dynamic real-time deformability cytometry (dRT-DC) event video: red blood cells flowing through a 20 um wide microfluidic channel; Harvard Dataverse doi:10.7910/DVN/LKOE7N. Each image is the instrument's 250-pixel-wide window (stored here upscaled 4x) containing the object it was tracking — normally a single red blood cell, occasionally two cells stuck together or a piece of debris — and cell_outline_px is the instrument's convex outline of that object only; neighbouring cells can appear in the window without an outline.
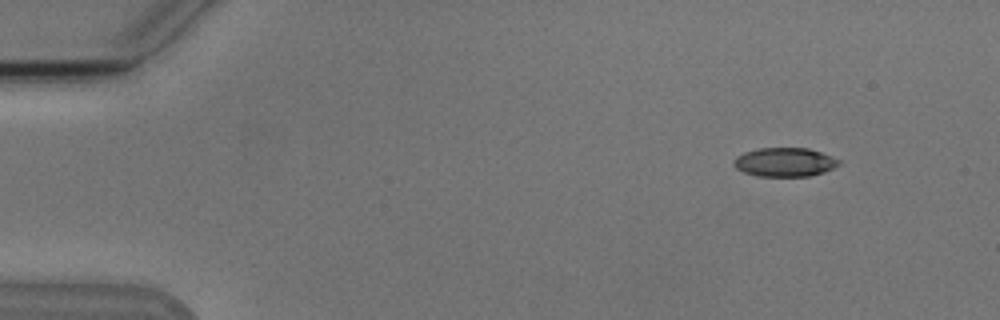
{"species": "Egyptian fruit bat (a non-hibernating species)", "species_latin": "Rousettus aegyptiacus", "temperature_condition": "cold", "stored_images_in_passage": 3, "camera_frame_rate_fps": 3000, "um_per_image_px": 0.085, "animal": {"sex": "male"}, "frame": {"image": 1, "passage_image": 1, "time_ms": 0.0, "image_size_px": [1000, 320], "cell_outline_px": [[840, 164], [824, 172], [808, 176], [756, 176], [744, 172], [736, 168], [732, 164], [732, 160], [736, 156], [744, 152], [756, 148], [808, 148], [832, 156], [840, 160]], "centroid_in_image_um": [66.66, 13.78], "position_along_channel_um": 18.3, "area_um2": 17.8}}